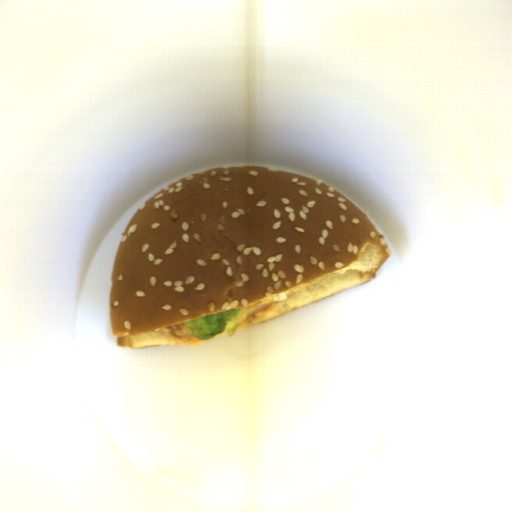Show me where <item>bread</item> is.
<instances>
[{"label":"bread","instance_id":"obj_1","mask_svg":"<svg viewBox=\"0 0 512 512\" xmlns=\"http://www.w3.org/2000/svg\"><path fill=\"white\" fill-rule=\"evenodd\" d=\"M391 254L332 186L256 165L213 167L168 185L129 220L111 271L112 333L124 348L177 345L163 328L276 299L254 325L365 284Z\"/></svg>","mask_w":512,"mask_h":512}]
</instances>
